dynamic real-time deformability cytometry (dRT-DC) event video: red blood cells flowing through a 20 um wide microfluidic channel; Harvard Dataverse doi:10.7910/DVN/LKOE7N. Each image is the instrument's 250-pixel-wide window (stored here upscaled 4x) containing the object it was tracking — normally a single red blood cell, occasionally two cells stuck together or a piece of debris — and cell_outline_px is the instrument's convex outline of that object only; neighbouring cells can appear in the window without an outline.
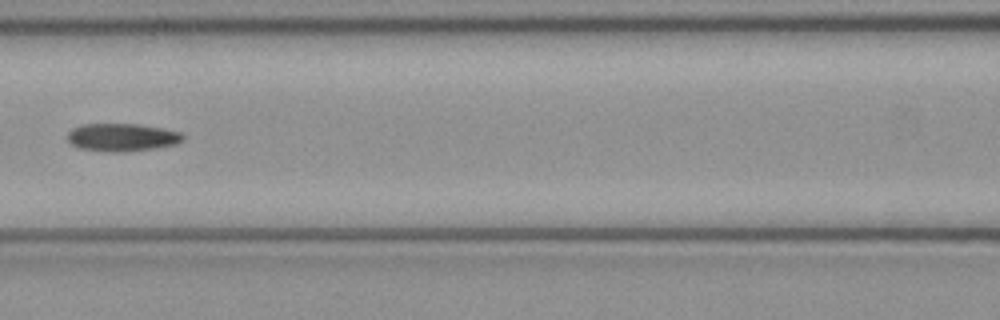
{"species": "common noctule bat (a hibernating species)", "species_latin": "Nyctalus noctula", "temperature_condition": "cold", "stored_images_in_passage": 7, "camera_frame_rate_fps": 3000, "um_per_image_px": 0.085, "animal": {"sex": "female", "body_mass_g": 21.9}, "frame": {"image": 1, "passage_image": 7, "time_ms": 2.0, "image_size_px": [1000, 320], "cell_outline_px": [[184, 140], [176, 144], [156, 148], [124, 152], [112, 152], [80, 148], [72, 144], [68, 140], [68, 132], [72, 128], [80, 124], [140, 124], [164, 128], [180, 132], [184, 136]], "centroid_in_image_um": [10.4, 11.66], "position_along_channel_um": 156.2, "area_um2": 18.84}}